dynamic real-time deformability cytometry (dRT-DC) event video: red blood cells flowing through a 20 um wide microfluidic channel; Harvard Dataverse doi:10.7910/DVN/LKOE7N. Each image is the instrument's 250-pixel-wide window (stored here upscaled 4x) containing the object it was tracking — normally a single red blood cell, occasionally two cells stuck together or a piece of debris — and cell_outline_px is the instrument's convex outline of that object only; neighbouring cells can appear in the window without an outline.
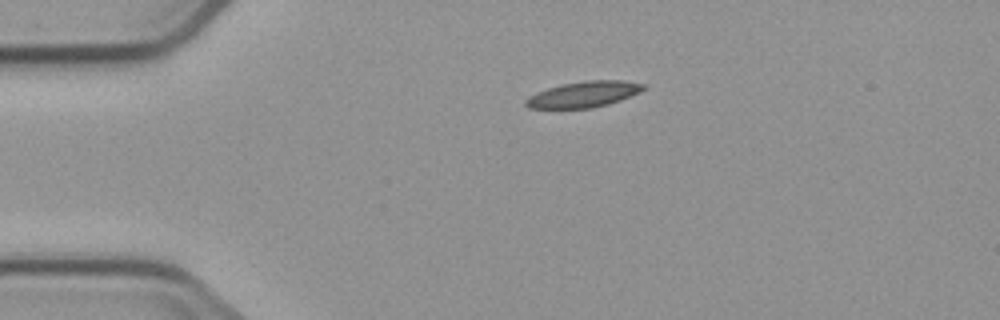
{"species": "common noctule bat (a hibernating species)", "species_latin": "Nyctalus noctula", "temperature_condition": "cold", "stored_images_in_passage": 2, "camera_frame_rate_fps": 3000, "um_per_image_px": 0.085, "animal": {"sex": "male", "body_mass_g": 23.1, "forearm_length_mm": 52.7}, "frame": {"image": 1, "passage_image": 1, "time_ms": 0.0, "image_size_px": [1000, 320], "cell_outline_px": [[648, 88], [640, 92], [620, 100], [608, 104], [592, 108], [528, 108], [524, 104], [524, 100], [528, 96], [536, 92], [560, 84], [584, 80], [624, 80], [648, 84]], "centroid_in_image_um": [49.64, 8.0], "position_along_channel_um": 35.4, "area_um2": 18.09}}